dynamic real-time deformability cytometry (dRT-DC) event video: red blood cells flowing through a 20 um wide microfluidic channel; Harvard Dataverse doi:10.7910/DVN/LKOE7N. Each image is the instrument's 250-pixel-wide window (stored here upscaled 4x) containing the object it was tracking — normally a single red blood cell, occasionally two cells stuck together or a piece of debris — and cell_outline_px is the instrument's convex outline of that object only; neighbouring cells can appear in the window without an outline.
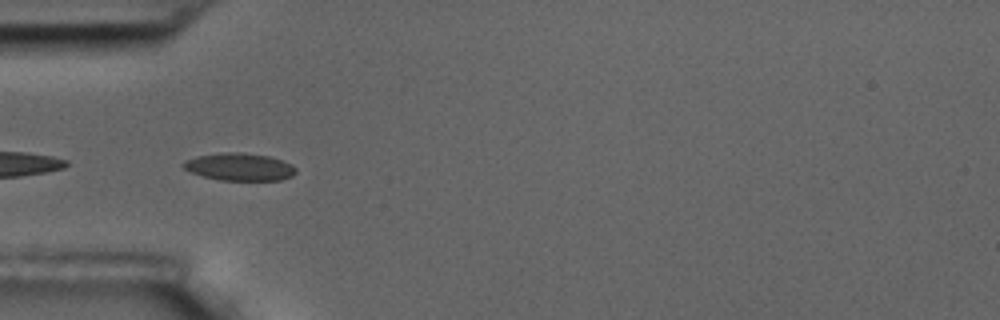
{"species": "common noctule bat (a hibernating species)", "species_latin": "Nyctalus noctula", "temperature_condition": "room temperature", "stored_images_in_passage": 6, "camera_frame_rate_fps": 3000, "um_per_image_px": 0.085, "animal": {"sex": "male", "body_mass_g": 17.5, "forearm_length_mm": 52.3}, "frame": {"image": 1, "passage_image": 5, "time_ms": 1.333, "image_size_px": [1000, 320], "cell_outline_px": [[296, 172], [292, 176], [280, 180], [220, 180], [204, 176], [192, 172], [184, 168], [180, 164], [184, 160], [196, 156], [220, 152], [244, 152], [268, 156], [292, 164], [296, 168]], "centroid_in_image_um": [20.34, 14.17], "position_along_channel_um": 64.7, "area_um2": 18.09}}